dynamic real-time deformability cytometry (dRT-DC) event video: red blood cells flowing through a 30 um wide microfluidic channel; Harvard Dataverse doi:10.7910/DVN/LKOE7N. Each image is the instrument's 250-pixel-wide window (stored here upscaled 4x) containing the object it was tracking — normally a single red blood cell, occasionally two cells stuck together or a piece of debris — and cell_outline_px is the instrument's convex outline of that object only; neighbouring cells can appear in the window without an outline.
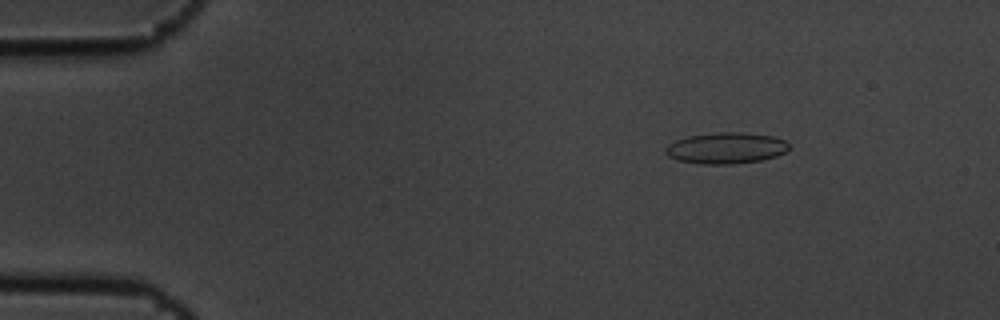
{"species": "common noctule bat (a hibernating species)", "species_latin": "Nyctalus noctula", "temperature_condition": "cold", "stored_images_in_passage": 7, "camera_frame_rate_fps": 3000, "um_per_image_px": 0.085, "animal": {"sex": "male", "body_mass_g": 19.5, "forearm_length_mm": 54.6}, "frame": {"image": 1, "passage_image": 2, "time_ms": 0.333, "image_size_px": [1000, 320], "cell_outline_px": [[788, 148], [784, 152], [776, 156], [760, 160], [732, 164], [700, 164], [676, 160], [668, 156], [664, 152], [664, 148], [668, 144], [676, 140], [688, 136], [720, 132], [744, 132], [772, 136], [784, 140], [788, 144]], "centroid_in_image_um": [61.66, 12.59], "position_along_channel_um": 23.3, "area_um2": 22.43}}
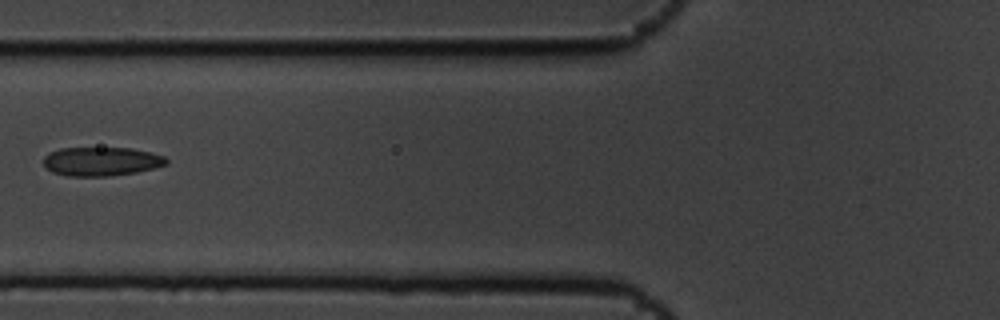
{"frame": {"image": 2, "passage_image": 6, "time_ms": 1.667, "image_size_px": [1000, 320], "cell_outline_px": [[168, 164], [136, 172], [108, 176], [68, 176], [52, 172], [44, 164], [44, 156], [48, 152], [60, 148], [132, 148], [152, 152], [164, 156], [168, 160]], "centroid_in_image_um": [8.61, 13.71], "position_along_channel_um": 117.2, "area_um2": 20.69}}
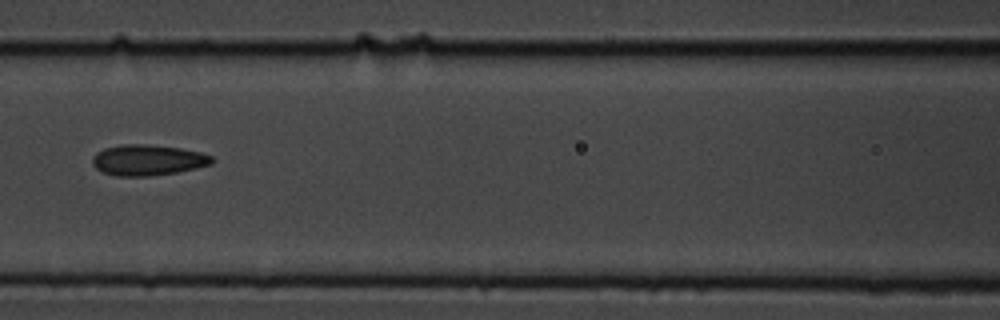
{"frame": {"image": 3, "passage_image": 7, "time_ms": 2.0, "image_size_px": [1000, 320], "cell_outline_px": [[212, 164], [196, 168], [176, 172], [148, 176], [116, 176], [104, 172], [96, 168], [92, 164], [92, 156], [96, 152], [104, 148], [124, 144], [148, 144], [180, 148], [200, 152], [212, 156]], "centroid_in_image_um": [12.54, 13.6], "position_along_channel_um": 154.1, "area_um2": 21.39}}